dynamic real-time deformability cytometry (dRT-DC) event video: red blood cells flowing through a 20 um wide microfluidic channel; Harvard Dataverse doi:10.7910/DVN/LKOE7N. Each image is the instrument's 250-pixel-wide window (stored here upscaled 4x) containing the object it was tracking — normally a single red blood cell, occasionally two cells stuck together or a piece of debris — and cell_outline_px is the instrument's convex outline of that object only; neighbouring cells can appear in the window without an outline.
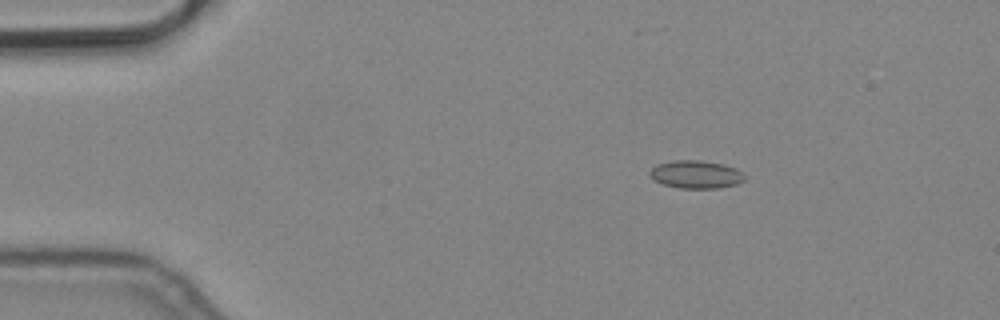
{"species": "common noctule bat (a hibernating species)", "species_latin": "Nyctalus noctula", "temperature_condition": "cold", "stored_images_in_passage": 4, "camera_frame_rate_fps": 3000, "um_per_image_px": 0.085, "animal": {"sex": "male", "body_mass_g": 19.2, "forearm_length_mm": 51.8}, "frame": {"image": 1, "passage_image": 3, "time_ms": 0.667, "image_size_px": [1000, 320], "cell_outline_px": [[744, 180], [736, 184], [716, 188], [680, 188], [664, 184], [648, 176], [648, 172], [656, 164], [672, 160], [700, 160], [724, 164], [736, 168], [744, 176]], "centroid_in_image_um": [59.12, 14.81], "position_along_channel_um": 25.9, "area_um2": 15.37}}